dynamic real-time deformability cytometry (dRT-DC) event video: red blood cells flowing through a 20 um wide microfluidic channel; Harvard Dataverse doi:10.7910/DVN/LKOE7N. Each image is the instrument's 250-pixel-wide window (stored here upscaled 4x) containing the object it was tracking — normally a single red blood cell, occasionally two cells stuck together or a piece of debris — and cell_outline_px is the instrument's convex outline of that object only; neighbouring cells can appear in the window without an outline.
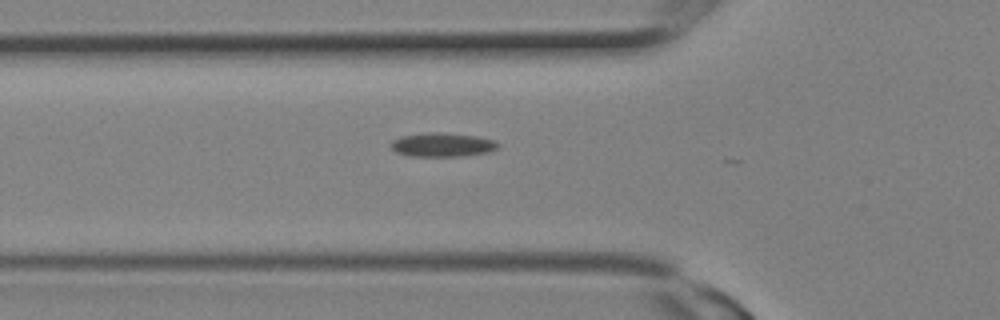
{"species": "Egyptian fruit bat (a non-hibernating species)", "species_latin": "Rousettus aegyptiacus", "temperature_condition": "room temperature", "stored_images_in_passage": 5, "camera_frame_rate_fps": 3000, "um_per_image_px": 0.085, "animal": {"sex": "female"}, "frame": {"image": 1, "passage_image": 3, "time_ms": 0.667, "image_size_px": [1000, 320], "cell_outline_px": [[500, 144], [496, 148], [488, 152], [460, 156], [408, 156], [396, 152], [392, 148], [392, 140], [400, 136], [432, 132], [440, 132], [476, 136], [492, 140]], "centroid_in_image_um": [37.57, 12.3], "position_along_channel_um": 88.2, "area_um2": 14.74}}
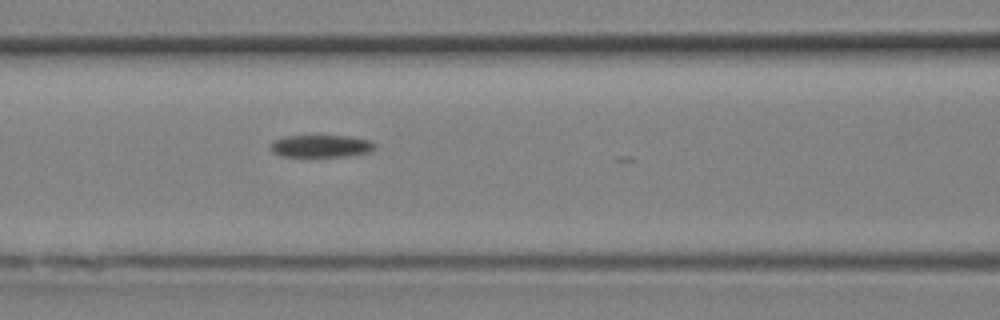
{"frame": {"image": 2, "passage_image": 5, "time_ms": 1.333, "image_size_px": [1000, 320], "cell_outline_px": [[376, 148], [368, 152], [340, 156], [280, 156], [272, 152], [272, 140], [284, 136], [344, 136], [368, 140], [376, 144]], "centroid_in_image_um": [27.25, 12.41], "position_along_channel_um": 139.4, "area_um2": 13.29}}